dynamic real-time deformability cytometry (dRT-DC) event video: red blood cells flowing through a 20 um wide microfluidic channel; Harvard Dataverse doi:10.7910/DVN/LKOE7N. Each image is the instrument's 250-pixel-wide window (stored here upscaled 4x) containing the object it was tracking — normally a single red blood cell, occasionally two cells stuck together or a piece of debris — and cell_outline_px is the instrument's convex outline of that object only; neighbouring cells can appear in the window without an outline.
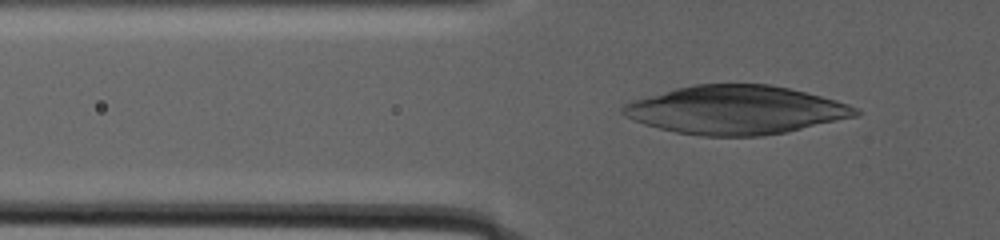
{"species": "human", "species_latin": "Homo sapiens", "temperature_condition": "warm", "stored_images_in_passage": 77, "camera_frame_rate_fps": 3000, "um_per_image_px": 0.085, "donor": {"sex": "male"}, "frame": {"image": 1, "passage_image": 4, "time_ms": 0.333, "image_size_px": [1000, 240], "cell_outline_px": [[860, 112], [856, 116], [784, 132], [760, 136], [700, 136], [676, 132], [644, 124], [632, 120], [624, 116], [620, 112], [620, 108], [624, 104], [632, 100], [676, 88], [692, 84], [768, 84], [788, 88], [836, 100], [848, 104], [856, 108]], "centroid_in_image_um": [62.48, 9.34], "position_along_channel_um": 63.3, "area_um2": 65.43}}
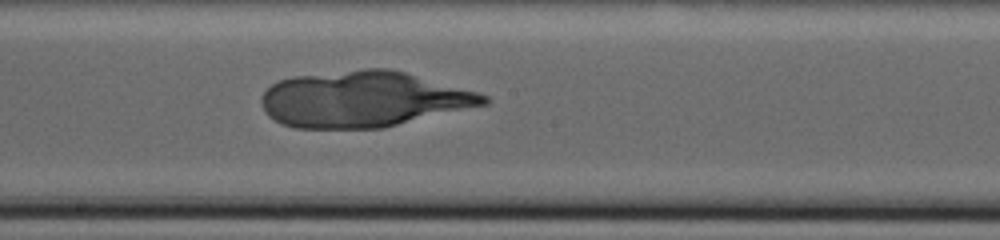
{"frame": {"image": 2, "passage_image": 48, "time_ms": 8.667, "image_size_px": [1000, 240], "cell_outline_px": [[492, 100], [488, 104], [384, 128], [296, 128], [284, 124], [268, 116], [264, 112], [260, 104], [260, 96], [272, 84], [280, 80], [292, 76], [364, 68], [388, 68], [404, 72], [480, 92], [488, 96]], "centroid_in_image_um": [30.89, 8.43], "position_along_channel_um": 217.3, "area_um2": 72.77}}
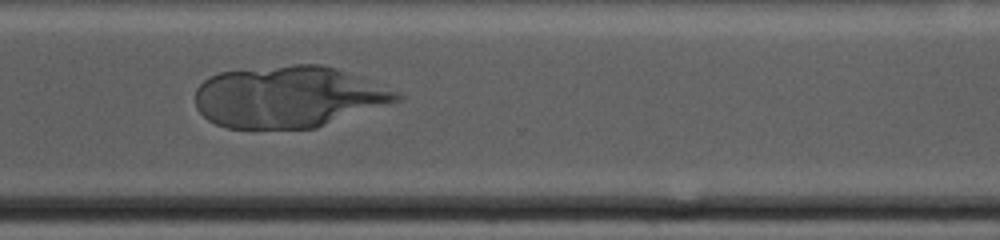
{"frame": {"image": 3, "passage_image": 76, "time_ms": 15.0, "image_size_px": [1000, 240], "cell_outline_px": [[404, 96], [400, 100], [316, 128], [224, 128], [208, 120], [196, 108], [196, 88], [208, 76], [220, 72], [292, 64], [320, 64], [336, 68], [400, 92]], "centroid_in_image_um": [24.5, 8.23], "position_along_channel_um": 346.1, "area_um2": 72.13}}